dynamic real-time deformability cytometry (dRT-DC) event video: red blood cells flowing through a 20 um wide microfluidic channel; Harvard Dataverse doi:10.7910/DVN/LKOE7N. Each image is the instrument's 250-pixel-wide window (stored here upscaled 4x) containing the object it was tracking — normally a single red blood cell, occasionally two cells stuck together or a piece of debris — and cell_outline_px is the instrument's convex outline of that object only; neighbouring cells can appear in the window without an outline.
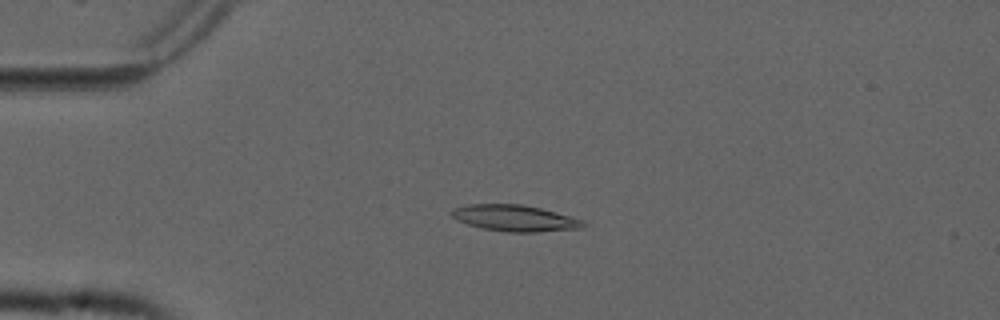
{"species": "common noctule bat (a hibernating species)", "species_latin": "Nyctalus noctula", "temperature_condition": "cold", "stored_images_in_passage": 54, "camera_frame_rate_fps": 3000, "um_per_image_px": 0.085, "animal": {"sex": "male", "forearm_length_mm": 52.5}, "frame": {"image": 1, "passage_image": 13, "time_ms": 4.0, "image_size_px": [1000, 320], "cell_outline_px": [[584, 228], [536, 232], [508, 232], [484, 228], [468, 224], [456, 220], [452, 216], [452, 208], [468, 204], [520, 204], [540, 208], [568, 216], [580, 220], [584, 224]], "centroid_in_image_um": [43.71, 18.54], "position_along_channel_um": 41.3, "area_um2": 19.83}}
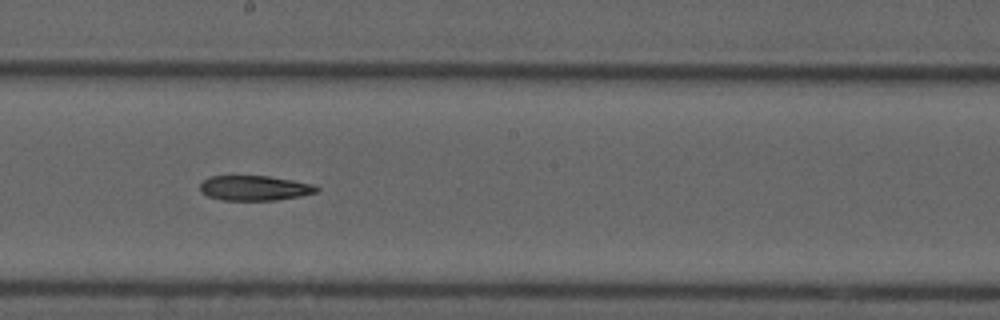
{"frame": {"image": 2, "passage_image": 30, "time_ms": 9.667, "image_size_px": [1000, 320], "cell_outline_px": [[320, 188], [316, 192], [300, 196], [276, 200], [220, 200], [208, 196], [200, 192], [200, 184], [208, 176], [268, 176], [292, 180], [312, 184]], "centroid_in_image_um": [21.6, 15.98], "position_along_channel_um": 226.6, "area_um2": 16.94}}
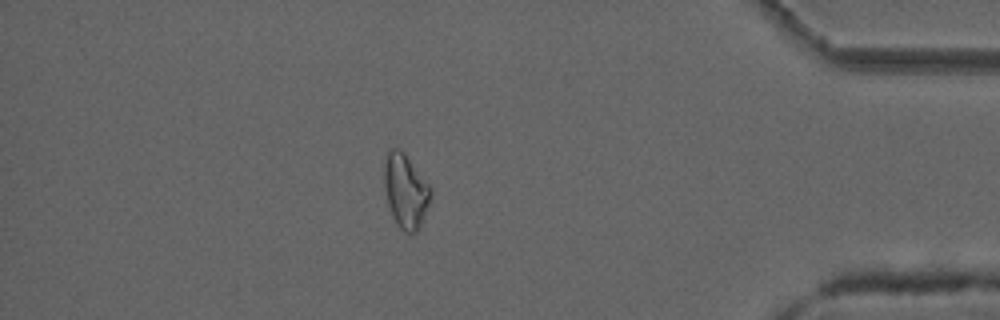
{"frame": {"image": 3, "passage_image": 47, "time_ms": 15.333, "image_size_px": [1000, 320], "cell_outline_px": [[432, 192], [428, 204], [420, 224], [416, 232], [404, 232], [396, 224], [392, 216], [388, 204], [384, 184], [384, 164], [388, 152], [392, 148], [400, 148], [404, 152], [432, 188]], "centroid_in_image_um": [34.46, 16.21], "position_along_channel_um": 400.7, "area_um2": 19.83}}